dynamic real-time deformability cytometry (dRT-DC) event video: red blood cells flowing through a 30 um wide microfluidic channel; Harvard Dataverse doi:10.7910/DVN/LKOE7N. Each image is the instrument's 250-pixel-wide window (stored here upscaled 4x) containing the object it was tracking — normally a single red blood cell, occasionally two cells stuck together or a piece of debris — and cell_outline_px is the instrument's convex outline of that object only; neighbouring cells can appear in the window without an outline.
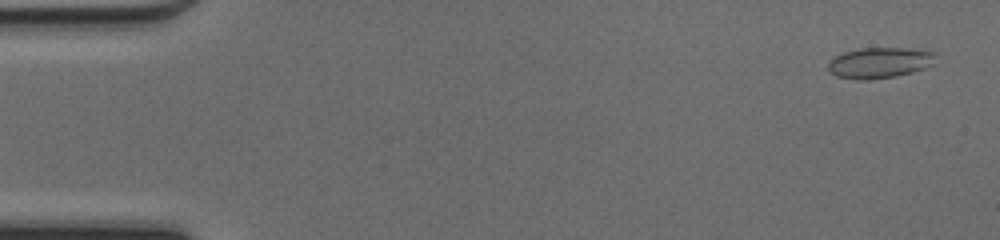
{"species": "common noctule bat (a hibernating species)", "species_latin": "Nyctalus noctula", "temperature_condition": "cold", "stored_images_in_passage": 48, "camera_frame_rate_fps": 3000, "um_per_image_px": 0.085, "animal": {"sex": "female", "body_mass_g": 17.0, "forearm_length_mm": 48.0}, "frame": {"image": 1, "passage_image": 2, "time_ms": 0.333, "image_size_px": [1000, 240], "cell_outline_px": [[936, 52], [928, 64], [924, 68], [912, 72], [896, 76], [868, 80], [856, 80], [836, 76], [828, 68], [828, 60], [844, 52], [860, 48], [928, 48]], "centroid_in_image_um": [74.75, 5.32], "position_along_channel_um": 10.3, "area_um2": 19.31}}
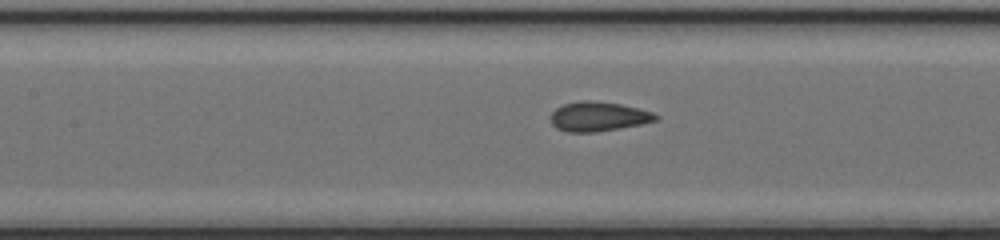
{"frame": {"image": 2, "passage_image": 22, "time_ms": 7.0, "image_size_px": [1000, 240], "cell_outline_px": [[660, 116], [656, 120], [640, 124], [596, 132], [568, 132], [556, 128], [552, 124], [552, 112], [556, 108], [564, 104], [580, 100], [592, 100], [620, 104], [652, 112]], "centroid_in_image_um": [50.84, 9.9], "position_along_channel_um": 156.6, "area_um2": 17.86}}
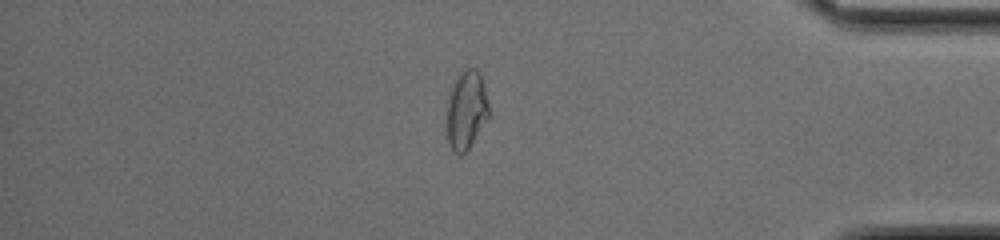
{"frame": {"image": 3, "passage_image": 41, "time_ms": 13.333, "image_size_px": [1000, 240], "cell_outline_px": [[488, 116], [468, 148], [460, 156], [448, 144], [448, 96], [460, 72], [464, 68], [476, 68], [480, 72], [484, 84], [488, 104]], "centroid_in_image_um": [39.64, 9.3], "position_along_channel_um": 395.6, "area_um2": 18.67}, "authors_computed_cell_mechanics": {"area_um2": 18.0914, "velocity_mm_per_s": 4.2811, "shape_relaxation_time_tau1_ms": 4.5256, "shape_relaxation_time_tau2_ms": null, "deformation_change_tau1": 0.1304, "deformation_change_tau2": null}}